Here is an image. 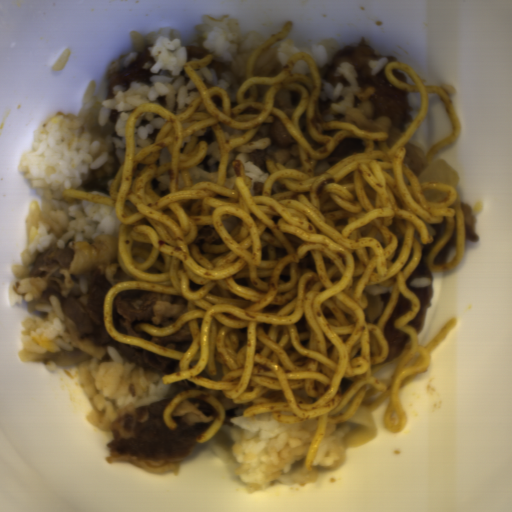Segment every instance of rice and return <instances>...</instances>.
<instances>
[{
    "label": "rice",
    "instance_id": "023b6e5f",
    "mask_svg": "<svg viewBox=\"0 0 512 512\" xmlns=\"http://www.w3.org/2000/svg\"><path fill=\"white\" fill-rule=\"evenodd\" d=\"M318 428L316 421L281 423L267 414L222 424L208 444L220 463L232 470L251 492L273 485L313 481L338 467L346 453L348 422L327 424L323 441L311 464L307 450Z\"/></svg>",
    "mask_w": 512,
    "mask_h": 512
},
{
    "label": "rice",
    "instance_id": "652b925c",
    "mask_svg": "<svg viewBox=\"0 0 512 512\" xmlns=\"http://www.w3.org/2000/svg\"><path fill=\"white\" fill-rule=\"evenodd\" d=\"M137 47L150 44L154 58L151 84L131 83L111 95L99 92L93 79L79 101L76 116L53 113L35 132L18 170L32 192L27 218L26 245L20 263L12 269V305L33 312L21 331L20 356L52 373L79 370L88 419L99 429L114 424L142 406L162 402L171 383L129 362L120 351L99 349L76 338L74 325L59 299L38 305L30 285L37 260L48 250H59L74 240L119 229L115 208L75 198L76 190L115 149L125 154V127L140 104H157L178 114L193 102L198 89L189 80L185 62L212 53L203 69H193L207 89L221 87L238 105L237 90L246 81L250 55L271 37L243 31L234 16L203 18L188 40L173 27L151 32L133 31ZM81 192V191H80Z\"/></svg>",
    "mask_w": 512,
    "mask_h": 512
},
{
    "label": "rice",
    "instance_id": "b023fe2a",
    "mask_svg": "<svg viewBox=\"0 0 512 512\" xmlns=\"http://www.w3.org/2000/svg\"><path fill=\"white\" fill-rule=\"evenodd\" d=\"M270 139L248 140L246 143L236 147L228 156L227 169L224 177L223 187L235 191L233 159L241 161L244 174L252 182V196L261 195L264 185L271 172L259 171L254 165L250 155L253 151H257L269 146Z\"/></svg>",
    "mask_w": 512,
    "mask_h": 512
},
{
    "label": "rice",
    "instance_id": "8eca5e8b",
    "mask_svg": "<svg viewBox=\"0 0 512 512\" xmlns=\"http://www.w3.org/2000/svg\"><path fill=\"white\" fill-rule=\"evenodd\" d=\"M333 72L340 75L345 84L320 88L318 112L323 121L351 123L366 131L385 132L388 136L387 145L390 150L408 130L407 125L395 131L390 127L388 120L371 117L367 106L368 87L358 83L349 65L342 64Z\"/></svg>",
    "mask_w": 512,
    "mask_h": 512
},
{
    "label": "rice",
    "instance_id": "acb35da6",
    "mask_svg": "<svg viewBox=\"0 0 512 512\" xmlns=\"http://www.w3.org/2000/svg\"><path fill=\"white\" fill-rule=\"evenodd\" d=\"M336 39H322L310 47H298L291 40L283 39L271 44L260 53L253 65V77H274L283 70L289 58L297 52H306L316 61L320 71L341 50Z\"/></svg>",
    "mask_w": 512,
    "mask_h": 512
},
{
    "label": "rice",
    "instance_id": "a3056103",
    "mask_svg": "<svg viewBox=\"0 0 512 512\" xmlns=\"http://www.w3.org/2000/svg\"><path fill=\"white\" fill-rule=\"evenodd\" d=\"M192 187L199 182H217L218 183V169H200L191 168L189 169Z\"/></svg>",
    "mask_w": 512,
    "mask_h": 512
},
{
    "label": "rice",
    "instance_id": "e3fd555f",
    "mask_svg": "<svg viewBox=\"0 0 512 512\" xmlns=\"http://www.w3.org/2000/svg\"><path fill=\"white\" fill-rule=\"evenodd\" d=\"M168 121L154 112L140 114L134 125V156L153 144L158 132Z\"/></svg>",
    "mask_w": 512,
    "mask_h": 512
}]
</instances>
